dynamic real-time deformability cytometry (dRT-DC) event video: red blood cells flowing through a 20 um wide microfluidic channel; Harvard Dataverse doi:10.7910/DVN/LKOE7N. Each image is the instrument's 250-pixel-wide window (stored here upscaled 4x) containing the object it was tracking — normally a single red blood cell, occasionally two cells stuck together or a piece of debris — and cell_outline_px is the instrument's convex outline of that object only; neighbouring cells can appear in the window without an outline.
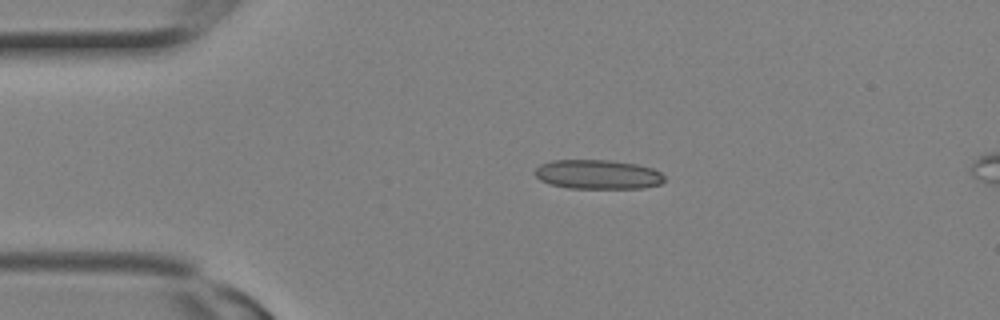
{"species": "Egyptian fruit bat (a non-hibernating species)", "species_latin": "Rousettus aegyptiacus", "temperature_condition": "room temperature", "stored_images_in_passage": 3, "camera_frame_rate_fps": 3000, "um_per_image_px": 0.085, "animal": {"sex": "female"}, "frame": {"image": 1, "passage_image": 2, "time_ms": 0.333, "image_size_px": [1000, 320], "cell_outline_px": [[664, 180], [660, 184], [644, 188], [568, 188], [548, 184], [540, 180], [532, 172], [540, 164], [552, 160], [608, 160], [636, 164], [652, 168], [660, 172], [664, 176]], "centroid_in_image_um": [50.77, 14.83], "position_along_channel_um": 34.2, "area_um2": 22.25}}